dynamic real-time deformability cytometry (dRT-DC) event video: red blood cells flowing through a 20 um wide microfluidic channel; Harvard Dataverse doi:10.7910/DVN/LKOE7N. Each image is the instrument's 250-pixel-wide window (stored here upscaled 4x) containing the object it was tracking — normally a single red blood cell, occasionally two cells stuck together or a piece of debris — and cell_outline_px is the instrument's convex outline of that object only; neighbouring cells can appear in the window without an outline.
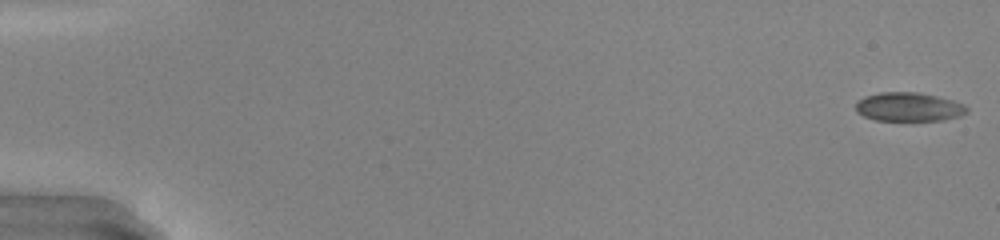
{"species": "common noctule bat (a hibernating species)", "species_latin": "Nyctalus noctula", "temperature_condition": "warm", "stored_images_in_passage": 49, "camera_frame_rate_fps": 3000, "um_per_image_px": 0.085, "animal": {"sex": "male", "body_mass_g": 20.0, "forearm_length_mm": 53.3}, "frame": {"image": 1, "passage_image": 1, "time_ms": 0.0, "image_size_px": [1000, 240], "cell_outline_px": [[968, 112], [960, 116], [944, 120], [876, 120], [864, 116], [856, 112], [856, 100], [864, 96], [880, 92], [920, 92], [952, 100], [964, 104], [968, 108]], "centroid_in_image_um": [77.23, 9.08], "position_along_channel_um": 7.8, "area_um2": 18.79}}
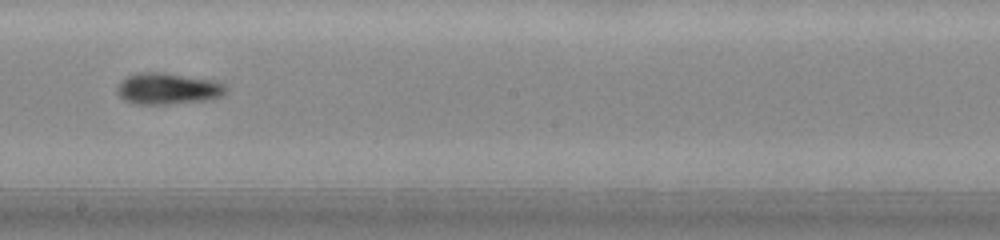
{"frame": {"image": 2, "passage_image": 29, "time_ms": 9.333, "image_size_px": [1000, 240], "cell_outline_px": [[228, 92], [212, 100], [164, 104], [136, 104], [124, 100], [116, 92], [116, 88], [120, 80], [128, 76], [140, 72], [164, 72], [216, 80], [224, 84], [228, 88]], "centroid_in_image_um": [14.29, 7.53], "position_along_channel_um": 233.9, "area_um2": 20.29}}
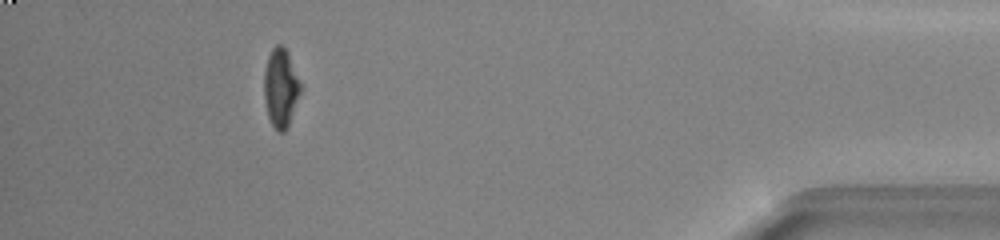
{"frame": {"image": 3, "passage_image": 45, "time_ms": 14.667, "image_size_px": [1000, 240], "cell_outline_px": [[304, 88], [288, 124], [284, 132], [276, 132], [268, 116], [264, 100], [264, 72], [268, 56], [272, 48], [276, 44], [280, 44], [288, 52]], "centroid_in_image_um": [23.89, 7.46], "position_along_channel_um": 411.3, "area_um2": 17.05}, "authors_computed_cell_mechanics": {"area_um2": 18.9006, "velocity_mm_per_s": 4.2891, "shape_relaxation_time_tau1_ms": 6.7244, "shape_relaxation_time_tau2_ms": null, "deformation_change_tau1": 0.2701, "deformation_change_tau2": null}}